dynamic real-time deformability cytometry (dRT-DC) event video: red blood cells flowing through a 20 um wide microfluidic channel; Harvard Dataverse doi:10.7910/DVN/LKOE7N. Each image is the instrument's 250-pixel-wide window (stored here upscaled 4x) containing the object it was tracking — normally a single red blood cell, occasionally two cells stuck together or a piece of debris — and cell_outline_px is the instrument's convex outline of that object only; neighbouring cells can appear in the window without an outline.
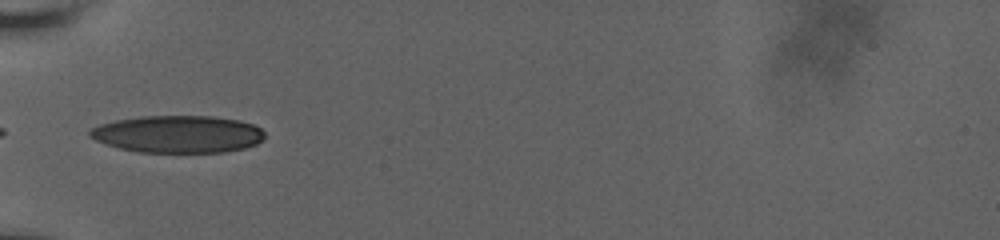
{"species": "human", "species_latin": "Homo sapiens", "temperature_condition": "room temperature", "stored_images_in_passage": 37, "camera_frame_rate_fps": 3000, "um_per_image_px": 0.085, "donor": {"sex": "male"}, "frame": {"image": 1, "passage_image": 2, "time_ms": 0.333, "image_size_px": [1000, 240], "cell_outline_px": [[264, 140], [256, 144], [244, 148], [224, 152], [140, 152], [120, 148], [96, 140], [88, 136], [88, 132], [92, 128], [100, 124], [116, 120], [140, 116], [212, 116], [240, 120], [252, 124], [260, 128], [264, 132]], "centroid_in_image_um": [15.14, 11.39], "position_along_channel_um": 69.9, "area_um2": 37.97}}
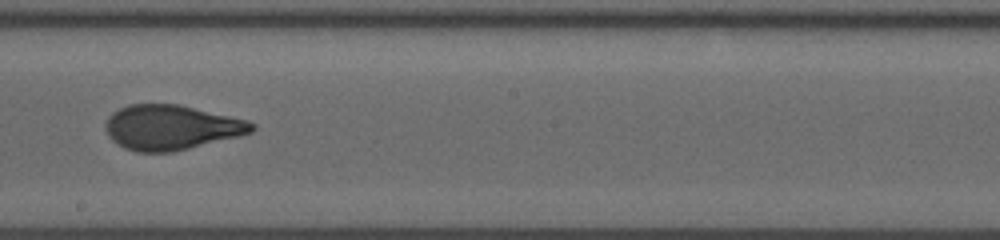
{"frame": {"image": 2, "passage_image": 15, "time_ms": 4.667, "image_size_px": [1000, 240], "cell_outline_px": [[256, 128], [252, 132], [240, 136], [172, 152], [136, 152], [124, 148], [112, 140], [108, 136], [104, 128], [104, 124], [108, 116], [112, 112], [128, 104], [180, 104], [248, 120], [256, 124]], "centroid_in_image_um": [14.54, 10.82], "position_along_channel_um": 233.7, "area_um2": 38.55}}
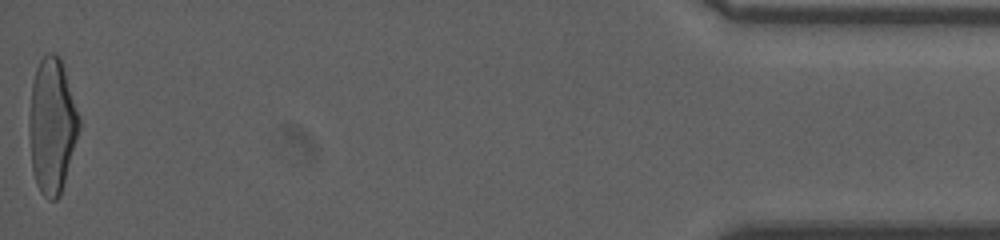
{"frame": {"image": 3, "passage_image": 37, "time_ms": 12.0, "image_size_px": [1000, 240], "cell_outline_px": [[80, 128], [60, 196], [56, 200], [48, 200], [40, 192], [36, 184], [32, 168], [28, 124], [32, 84], [36, 68], [40, 60], [48, 52], [52, 52], [60, 56], [80, 116]], "centroid_in_image_um": [4.42, 10.68], "position_along_channel_um": 430.8, "area_um2": 39.42}, "authors_computed_cell_mechanics": {"area_um2": 38.2636, "velocity_mm_per_s": 3.8485, "shape_relaxation_time_tau1_ms": 4.6571, "shape_relaxation_time_tau2_ms": 0.648, "deformation_change_tau1": 0.1849, "deformation_change_tau2": 0.0692}}